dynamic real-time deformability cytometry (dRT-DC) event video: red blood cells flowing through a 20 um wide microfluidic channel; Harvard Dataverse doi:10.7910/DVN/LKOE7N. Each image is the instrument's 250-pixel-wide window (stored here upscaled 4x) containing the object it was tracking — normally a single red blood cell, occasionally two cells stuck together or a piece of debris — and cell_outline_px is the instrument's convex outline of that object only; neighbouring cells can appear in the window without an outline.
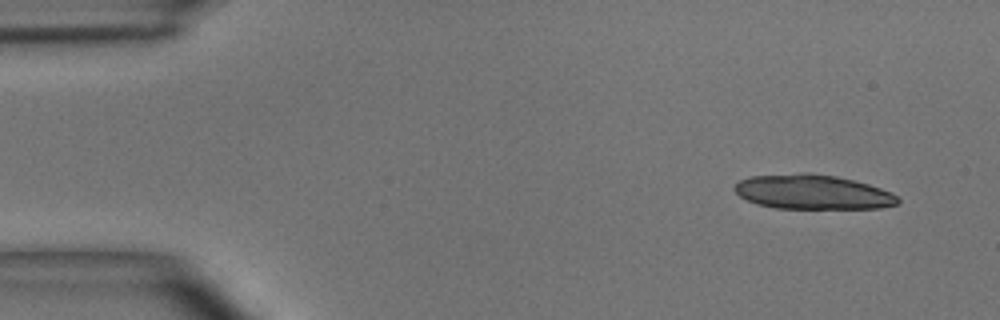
{"species": "common noctule bat (a hibernating species)", "species_latin": "Nyctalus noctula", "temperature_condition": "room temperature", "stored_images_in_passage": 3, "camera_frame_rate_fps": 3000, "um_per_image_px": 0.085, "animal": {"sex": "male", "body_mass_g": 15.6}, "frame": {"image": 1, "passage_image": 1, "time_ms": 0.0, "image_size_px": [1000, 320], "cell_outline_px": [[900, 204], [880, 208], [776, 208], [756, 204], [740, 196], [732, 188], [740, 180], [752, 176], [800, 172], [808, 172], [836, 176], [868, 184], [892, 192], [900, 200]], "centroid_in_image_um": [69.08, 16.31], "position_along_channel_um": 15.9, "area_um2": 32.95}}